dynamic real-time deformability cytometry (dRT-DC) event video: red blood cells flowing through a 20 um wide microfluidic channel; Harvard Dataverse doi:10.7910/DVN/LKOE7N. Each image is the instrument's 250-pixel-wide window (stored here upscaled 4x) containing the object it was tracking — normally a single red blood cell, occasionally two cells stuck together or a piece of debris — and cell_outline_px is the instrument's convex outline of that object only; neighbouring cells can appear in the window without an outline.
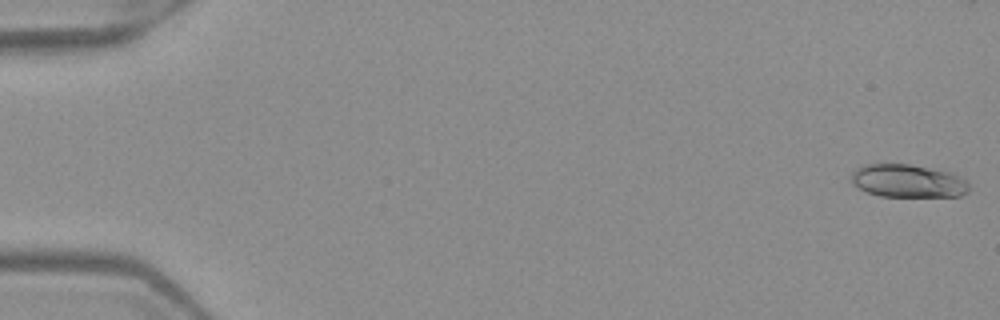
{"species": "Egyptian fruit bat (a non-hibernating species)", "species_latin": "Rousettus aegyptiacus", "temperature_condition": "warm", "stored_images_in_passage": 52, "camera_frame_rate_fps": 3000, "um_per_image_px": 0.085, "frame": {"image": 1, "passage_image": 1, "time_ms": 0.0, "image_size_px": [1000, 320], "cell_outline_px": [[968, 192], [960, 196], [880, 196], [868, 192], [852, 184], [852, 172], [856, 168], [864, 164], [908, 164], [948, 172], [964, 180], [968, 184]], "centroid_in_image_um": [77.12, 15.38], "position_along_channel_um": 7.9, "area_um2": 22.25}}
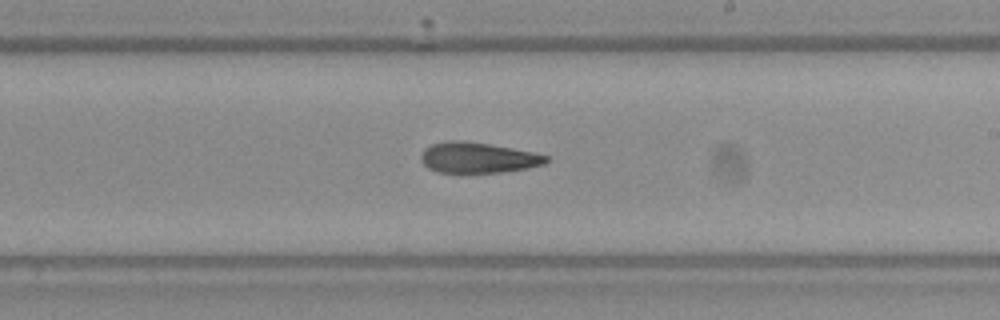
{"frame": {"image": 2, "passage_image": 31, "time_ms": 10.0, "image_size_px": [1000, 320], "cell_outline_px": [[552, 160], [544, 164], [528, 168], [500, 172], [436, 172], [428, 168], [420, 160], [420, 156], [424, 148], [432, 144], [448, 140], [464, 140], [512, 148], [532, 152], [548, 156]], "centroid_in_image_um": [40.61, 13.39], "position_along_channel_um": 248.4, "area_um2": 22.37}}
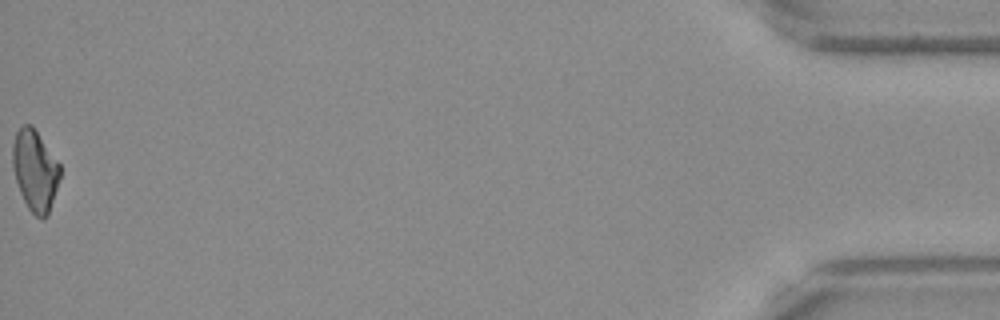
{"frame": {"image": 3, "passage_image": 52, "time_ms": 17.0, "image_size_px": [1000, 320], "cell_outline_px": [[60, 176], [48, 216], [44, 220], [40, 220], [28, 208], [20, 192], [12, 168], [12, 144], [16, 132], [24, 124], [32, 124], [60, 164]], "centroid_in_image_um": [2.97, 14.49], "position_along_channel_um": 432.2, "area_um2": 22.48}, "authors_computed_cell_mechanics": {"area_um2": 23.0911, "velocity_mm_per_s": 3.9918, "shape_relaxation_time_tau1_ms": 8.1969, "shape_relaxation_time_tau2_ms": 2.9311, "deformation_change_tau1": 0.1902, "deformation_change_tau2": 0.1104}}